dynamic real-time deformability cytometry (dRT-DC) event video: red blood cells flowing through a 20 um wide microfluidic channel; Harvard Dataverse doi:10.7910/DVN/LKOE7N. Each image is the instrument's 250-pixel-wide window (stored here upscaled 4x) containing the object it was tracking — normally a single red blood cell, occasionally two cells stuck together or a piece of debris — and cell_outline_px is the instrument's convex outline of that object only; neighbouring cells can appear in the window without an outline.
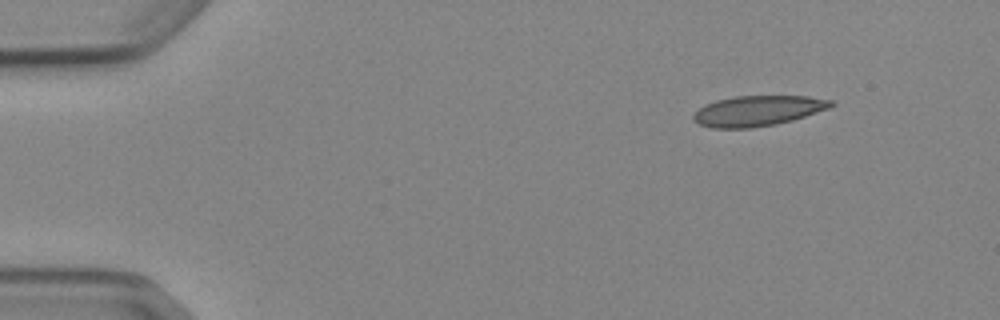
{"species": "Egyptian fruit bat (a non-hibernating species)", "species_latin": "Rousettus aegyptiacus", "temperature_condition": "cold", "stored_images_in_passage": 3, "camera_frame_rate_fps": 3000, "um_per_image_px": 0.085, "animal": {"sex": "female"}, "frame": {"image": 1, "passage_image": 1, "time_ms": 0.0, "image_size_px": [1000, 320], "cell_outline_px": [[836, 104], [832, 108], [792, 120], [776, 124], [752, 128], [712, 128], [700, 124], [692, 120], [692, 116], [704, 104], [716, 100], [736, 96], [808, 96], [832, 100]], "centroid_in_image_um": [64.44, 9.42], "position_along_channel_um": 20.6, "area_um2": 24.51}}
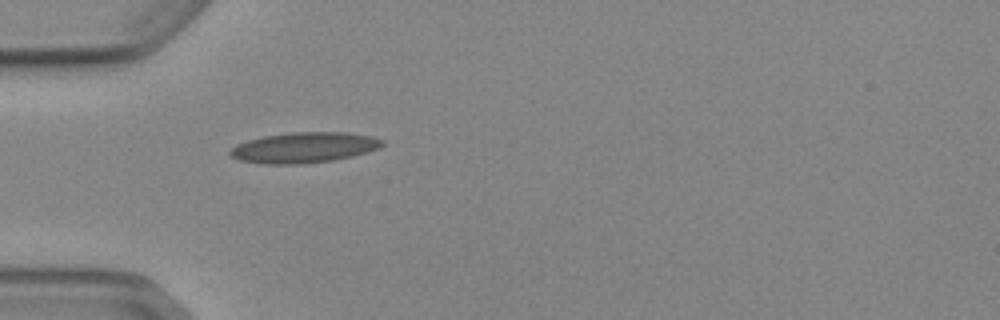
{"frame": {"image": 2, "passage_image": 3, "time_ms": 3.333, "image_size_px": [1000, 320], "cell_outline_px": [[384, 144], [376, 148], [352, 156], [332, 160], [300, 164], [264, 164], [240, 160], [232, 156], [228, 152], [236, 144], [248, 140], [264, 136], [292, 132], [344, 132], [372, 136], [384, 140]], "centroid_in_image_um": [25.82, 12.54], "position_along_channel_um": 59.2, "area_um2": 26.82}}